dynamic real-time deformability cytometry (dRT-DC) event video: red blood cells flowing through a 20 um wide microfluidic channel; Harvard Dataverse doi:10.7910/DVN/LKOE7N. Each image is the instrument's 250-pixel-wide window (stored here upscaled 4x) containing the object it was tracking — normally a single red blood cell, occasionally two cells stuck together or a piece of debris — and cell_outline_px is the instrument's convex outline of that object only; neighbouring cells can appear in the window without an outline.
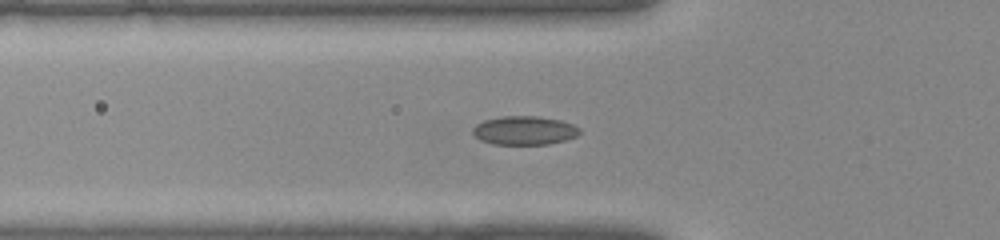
{"species": "common noctule bat (a hibernating species)", "species_latin": "Nyctalus noctula", "temperature_condition": "warm", "stored_images_in_passage": 41, "camera_frame_rate_fps": 3000, "um_per_image_px": 0.085, "animal": {"sex": "female", "body_mass_g": 22.0, "forearm_length_mm": 56.7}, "frame": {"image": 1, "passage_image": 14, "time_ms": 4.333, "image_size_px": [1000, 240], "cell_outline_px": [[580, 132], [576, 136], [564, 140], [548, 144], [492, 144], [480, 140], [472, 132], [472, 128], [476, 124], [484, 120], [504, 116], [536, 116], [560, 120], [572, 124], [580, 128]], "centroid_in_image_um": [44.55, 11.09], "position_along_channel_um": 81.2, "area_um2": 17.8}}
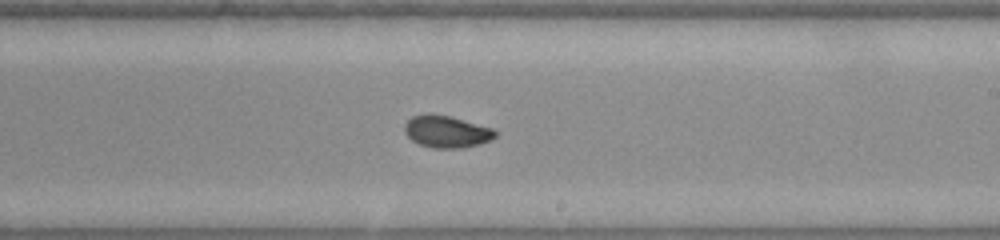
{"frame": {"image": 2, "passage_image": 24, "time_ms": 7.667, "image_size_px": [1000, 240], "cell_outline_px": [[496, 136], [492, 140], [480, 144], [460, 148], [432, 148], [420, 144], [412, 140], [404, 132], [404, 124], [412, 116], [448, 116], [492, 128], [496, 132]], "centroid_in_image_um": [37.98, 11.23], "position_along_channel_um": 251.0, "area_um2": 16.42}}
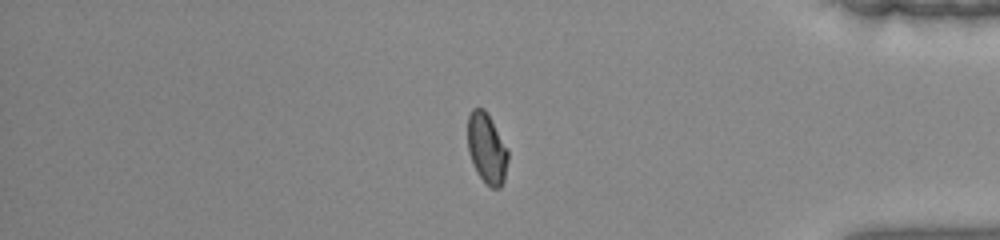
{"frame": {"image": 3, "passage_image": 34, "time_ms": 11.0, "image_size_px": [1000, 240], "cell_outline_px": [[508, 160], [504, 180], [500, 188], [492, 188], [476, 172], [472, 164], [468, 152], [468, 116], [472, 108], [484, 108], [508, 152]], "centroid_in_image_um": [41.35, 12.63], "position_along_channel_um": 393.9, "area_um2": 16.18}}